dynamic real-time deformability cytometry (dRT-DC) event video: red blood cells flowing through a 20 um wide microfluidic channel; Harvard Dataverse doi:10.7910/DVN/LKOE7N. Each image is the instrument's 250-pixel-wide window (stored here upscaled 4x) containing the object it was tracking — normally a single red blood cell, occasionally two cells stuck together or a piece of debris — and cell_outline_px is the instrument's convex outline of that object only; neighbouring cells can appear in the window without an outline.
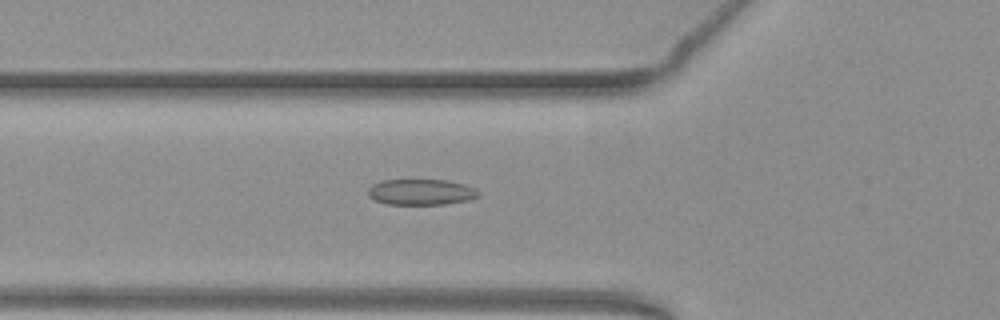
{"species": "common noctule bat (a hibernating species)", "species_latin": "Nyctalus noctula", "temperature_condition": "warm", "stored_images_in_passage": 50, "camera_frame_rate_fps": 3000, "um_per_image_px": 0.085, "animal": {"sex": "female", "body_mass_g": 19.3, "forearm_length_mm": 54.1}, "frame": {"image": 1, "passage_image": 16, "time_ms": 5.0, "image_size_px": [1000, 320], "cell_outline_px": [[480, 196], [468, 200], [444, 204], [388, 204], [376, 200], [368, 196], [368, 188], [372, 184], [384, 180], [448, 180], [464, 184], [476, 188], [480, 192]], "centroid_in_image_um": [35.82, 16.32], "position_along_channel_um": 90.0, "area_um2": 16.65}}
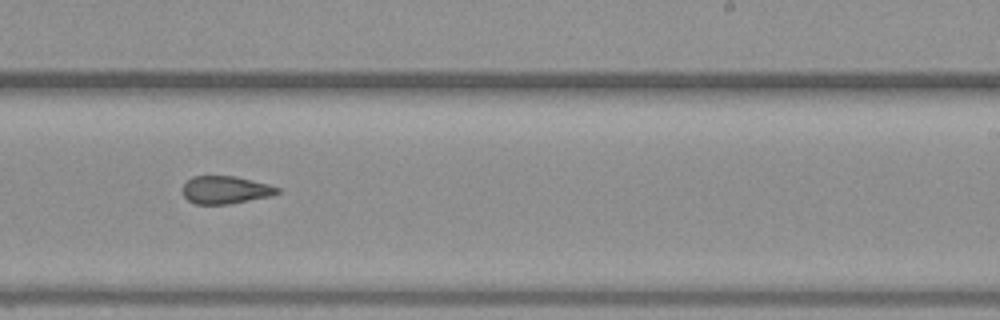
{"frame": {"image": 2, "passage_image": 30, "time_ms": 9.667, "image_size_px": [1000, 320], "cell_outline_px": [[280, 192], [272, 196], [228, 204], [196, 204], [188, 200], [184, 196], [184, 184], [192, 176], [236, 176], [268, 184], [280, 188]], "centroid_in_image_um": [19.19, 16.14], "position_along_channel_um": 269.8, "area_um2": 15.26}}
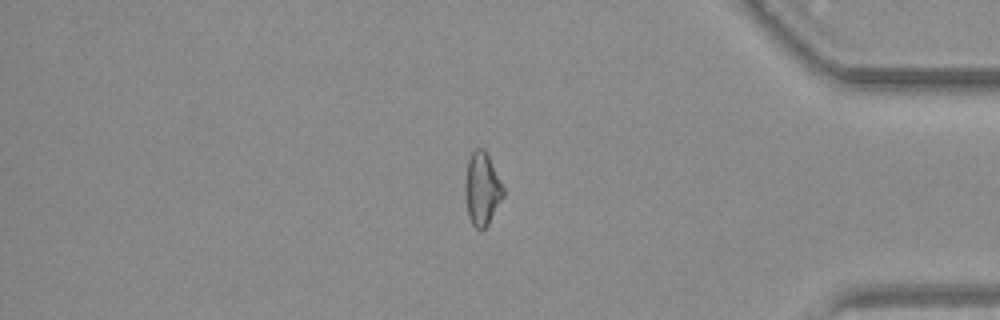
{"frame": {"image": 3, "passage_image": 42, "time_ms": 13.667, "image_size_px": [1000, 320], "cell_outline_px": [[504, 196], [488, 224], [480, 232], [472, 224], [468, 216], [464, 184], [468, 160], [472, 152], [476, 148], [484, 148], [504, 188]], "centroid_in_image_um": [40.97, 16.07], "position_along_channel_um": 394.2, "area_um2": 16.13}, "authors_computed_cell_mechanics": {"area_um2": 16.8198, "velocity_mm_per_s": 3.8454, "shape_relaxation_time_tau1_ms": 10.8782, "shape_relaxation_time_tau2_ms": 2.4256, "deformation_change_tau1": 0.1926, "deformation_change_tau2": 0.1135}}